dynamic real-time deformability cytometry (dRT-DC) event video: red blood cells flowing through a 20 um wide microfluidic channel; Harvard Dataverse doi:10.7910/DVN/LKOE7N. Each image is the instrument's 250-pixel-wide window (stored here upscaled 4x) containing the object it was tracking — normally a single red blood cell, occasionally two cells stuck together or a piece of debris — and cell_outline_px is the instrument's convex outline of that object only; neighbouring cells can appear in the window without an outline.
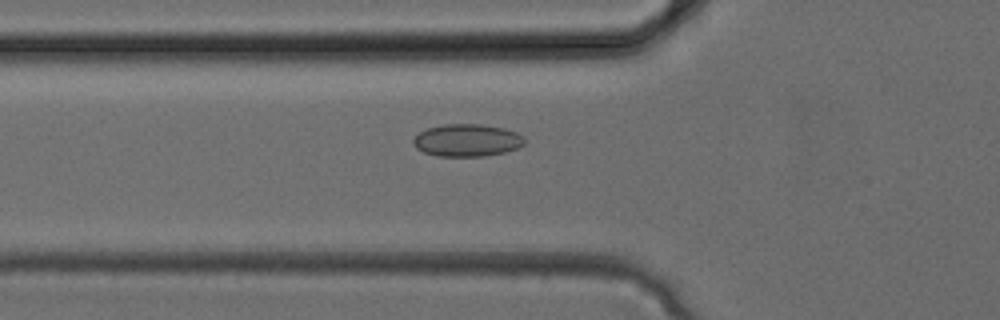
{"species": "common noctule bat (a hibernating species)", "species_latin": "Nyctalus noctula", "temperature_condition": "cold", "stored_images_in_passage": 28, "camera_frame_rate_fps": 3000, "um_per_image_px": 0.085, "animal": {"sex": "female", "body_mass_g": 24.6, "forearm_length_mm": 56.2}, "frame": {"image": 1, "passage_image": 6, "time_ms": 1.667, "image_size_px": [1000, 320], "cell_outline_px": [[524, 144], [516, 148], [504, 152], [484, 156], [436, 156], [424, 152], [416, 148], [412, 140], [420, 132], [428, 128], [444, 124], [480, 124], [504, 128], [516, 132], [524, 136]], "centroid_in_image_um": [39.7, 11.92], "position_along_channel_um": 86.1, "area_um2": 20.92}}
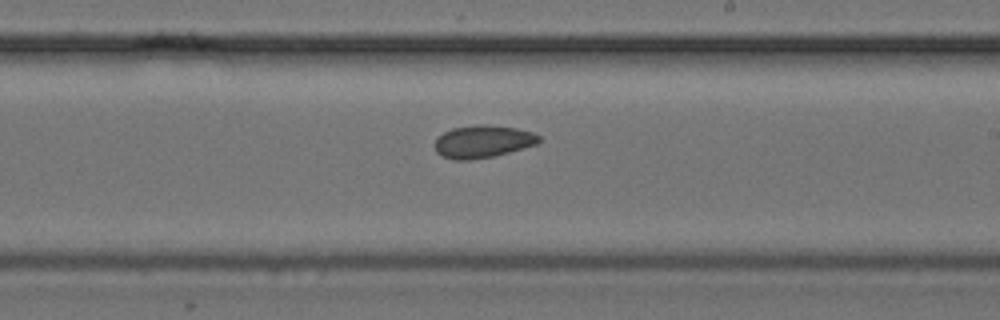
{"frame": {"image": 2, "passage_image": 14, "time_ms": 4.333, "image_size_px": [1000, 320], "cell_outline_px": [[540, 140], [536, 144], [508, 152], [492, 156], [468, 160], [452, 160], [440, 156], [436, 152], [436, 136], [452, 128], [476, 124], [484, 124], [516, 128], [532, 132], [540, 136]], "centroid_in_image_um": [40.99, 12.02], "position_along_channel_um": 248.0, "area_um2": 19.71}}
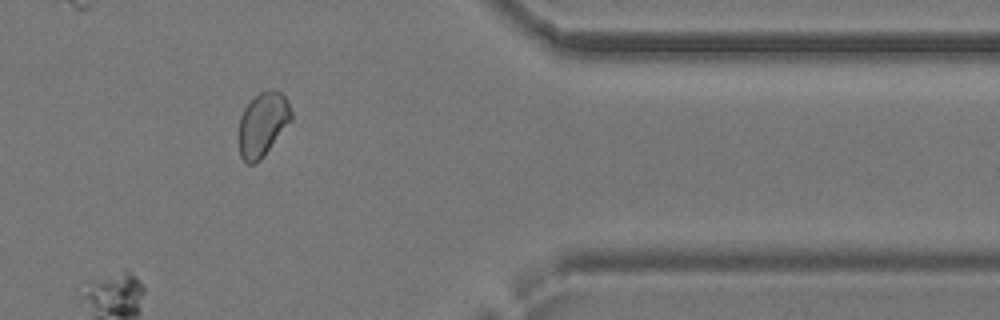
{"frame": {"image": 3, "passage_image": 22, "time_ms": 7.0, "image_size_px": [1000, 320], "cell_outline_px": [[292, 120], [264, 156], [256, 164], [248, 164], [240, 156], [240, 116], [244, 108], [260, 92], [272, 88], [280, 92], [288, 100], [292, 112]], "centroid_in_image_um": [22.36, 10.56], "position_along_channel_um": 389.0, "area_um2": 19.48}}